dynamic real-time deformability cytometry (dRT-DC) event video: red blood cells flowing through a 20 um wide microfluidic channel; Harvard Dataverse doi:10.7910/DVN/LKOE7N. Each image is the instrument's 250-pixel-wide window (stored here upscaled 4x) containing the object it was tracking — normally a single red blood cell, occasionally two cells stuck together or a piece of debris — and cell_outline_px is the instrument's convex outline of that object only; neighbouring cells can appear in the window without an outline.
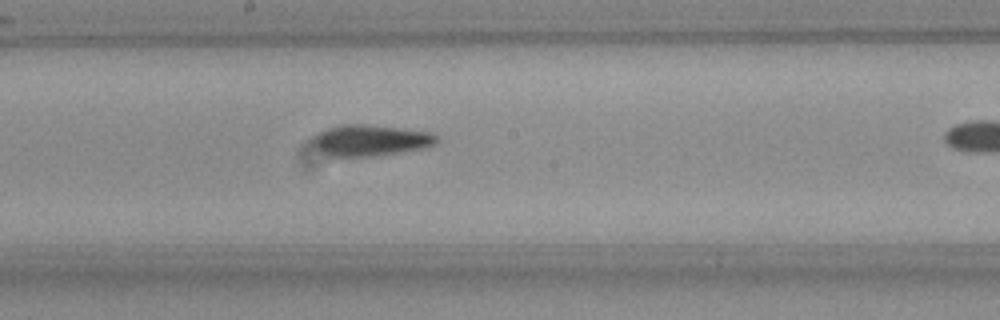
{"species": "Egyptian fruit bat (a non-hibernating species)", "species_latin": "Rousettus aegyptiacus", "temperature_condition": "room temperature", "stored_images_in_passage": 16, "camera_frame_rate_fps": 3000, "um_per_image_px": 0.085, "frame": {"image": 1, "passage_image": 12, "time_ms": 3.667, "image_size_px": [1000, 320], "cell_outline_px": [[440, 140], [436, 144], [428, 148], [372, 156], [328, 156], [312, 140], [312, 136], [328, 128], [340, 124], [360, 124], [400, 128], [432, 132], [440, 136]], "centroid_in_image_um": [31.6, 11.92], "position_along_channel_um": 216.6, "area_um2": 22.43}}